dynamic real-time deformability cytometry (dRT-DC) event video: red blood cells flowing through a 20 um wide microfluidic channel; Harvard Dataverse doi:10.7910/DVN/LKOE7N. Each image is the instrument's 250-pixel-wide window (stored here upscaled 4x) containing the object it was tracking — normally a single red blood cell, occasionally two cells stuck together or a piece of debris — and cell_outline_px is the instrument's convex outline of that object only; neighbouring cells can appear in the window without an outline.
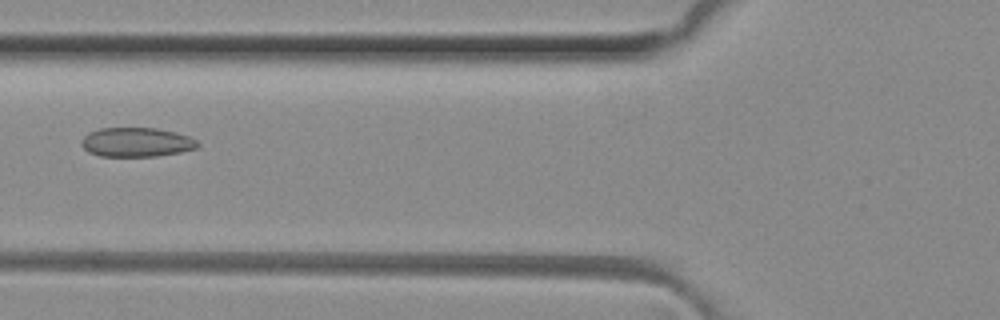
{"species": "common noctule bat (a hibernating species)", "species_latin": "Nyctalus noctula", "temperature_condition": "room temperature", "stored_images_in_passage": 31, "camera_frame_rate_fps": 3000, "um_per_image_px": 0.085, "animal": {"sex": "female", "body_mass_g": 29.2, "forearm_length_mm": 56.3}, "frame": {"image": 1, "passage_image": 6, "time_ms": 1.667, "image_size_px": [1000, 320], "cell_outline_px": [[200, 144], [196, 148], [180, 152], [156, 156], [100, 156], [88, 152], [80, 144], [80, 140], [88, 132], [100, 128], [156, 128], [188, 136], [196, 140]], "centroid_in_image_um": [11.55, 12.09], "position_along_channel_um": 114.2, "area_um2": 19.77}}
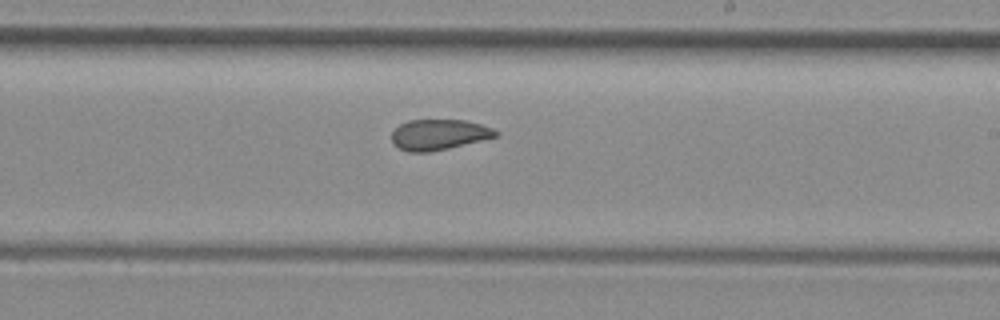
{"frame": {"image": 2, "passage_image": 16, "time_ms": 5.0, "image_size_px": [1000, 320], "cell_outline_px": [[496, 136], [448, 148], [428, 152], [408, 152], [392, 144], [392, 132], [400, 124], [408, 120], [464, 120], [480, 124], [492, 128], [496, 132]], "centroid_in_image_um": [37.24, 11.44], "position_along_channel_um": 251.8, "area_um2": 18.21}}
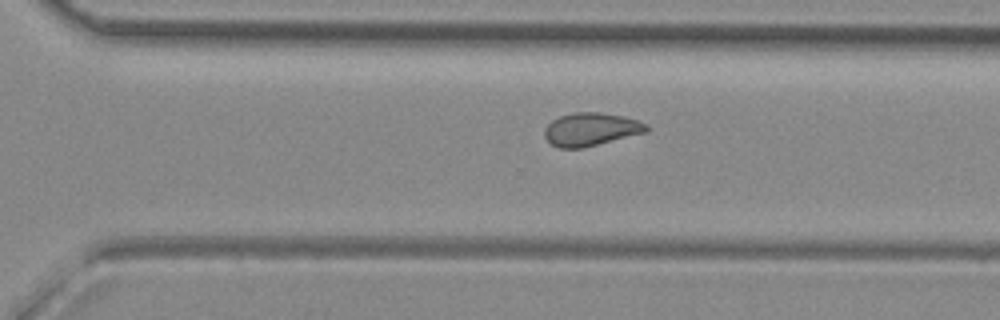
{"frame": {"image": 3, "passage_image": 21, "time_ms": 6.667, "image_size_px": [1000, 320], "cell_outline_px": [[648, 132], [580, 148], [560, 148], [552, 144], [544, 136], [544, 128], [552, 120], [560, 116], [576, 112], [600, 112], [624, 116], [648, 124]], "centroid_in_image_um": [50.23, 10.98], "position_along_channel_um": 320.4, "area_um2": 19.54}, "authors_computed_cell_mechanics": {"area_um2": 19.7098, "velocity_mm_per_s": 4.1247, "shape_relaxation_time_tau1_ms": null, "shape_relaxation_time_tau2_ms": 2.5754, "deformation_change_tau1": null, "deformation_change_tau2": 0.0816}}